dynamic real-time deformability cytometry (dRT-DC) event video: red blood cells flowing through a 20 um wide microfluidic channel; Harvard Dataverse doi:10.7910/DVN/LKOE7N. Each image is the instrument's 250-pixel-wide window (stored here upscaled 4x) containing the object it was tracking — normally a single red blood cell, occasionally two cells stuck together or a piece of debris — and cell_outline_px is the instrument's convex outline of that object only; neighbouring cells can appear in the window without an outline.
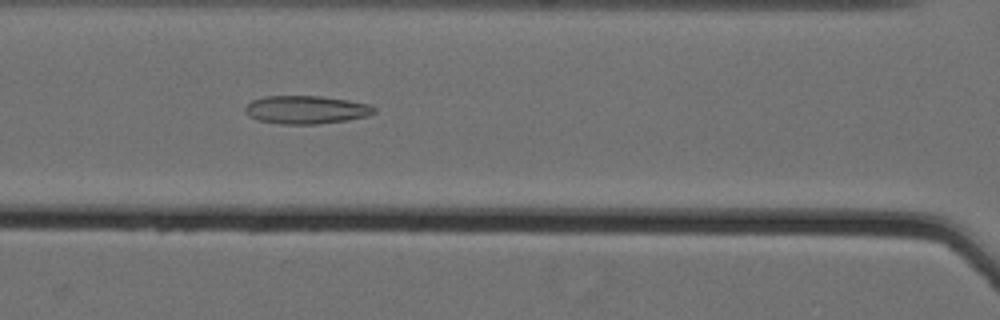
{"species": "Egyptian fruit bat (a non-hibernating species)", "species_latin": "Rousettus aegyptiacus", "temperature_condition": "cold", "stored_images_in_passage": 42, "camera_frame_rate_fps": 3000, "um_per_image_px": 0.085, "animal": {"sex": "female"}, "frame": {"image": 1, "passage_image": 22, "time_ms": 7.0, "image_size_px": [1000, 320], "cell_outline_px": [[376, 112], [368, 116], [348, 120], [316, 124], [280, 124], [256, 120], [248, 116], [244, 112], [244, 108], [252, 100], [264, 96], [320, 96], [348, 100], [372, 104], [376, 108]], "centroid_in_image_um": [26.03, 9.33], "position_along_channel_um": 140.6, "area_um2": 21.44}}
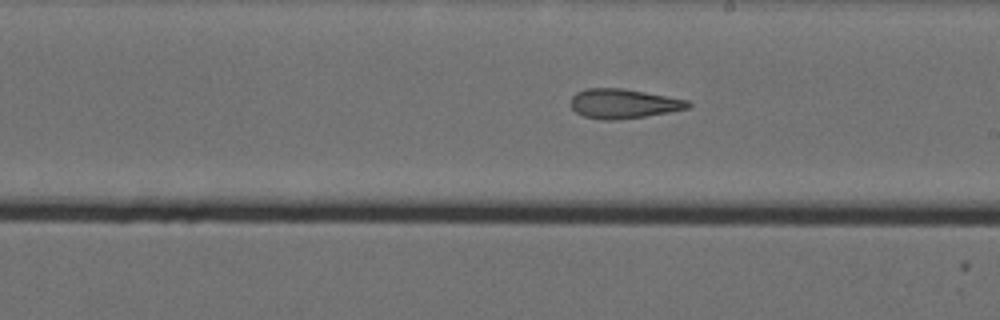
{"frame": {"image": 2, "passage_image": 30, "time_ms": 9.667, "image_size_px": [1000, 320], "cell_outline_px": [[692, 104], [688, 108], [668, 112], [644, 116], [616, 120], [600, 120], [584, 116], [576, 112], [572, 108], [572, 96], [576, 92], [588, 88], [624, 88], [688, 100]], "centroid_in_image_um": [52.98, 8.81], "position_along_channel_um": 236.0, "area_um2": 20.06}}
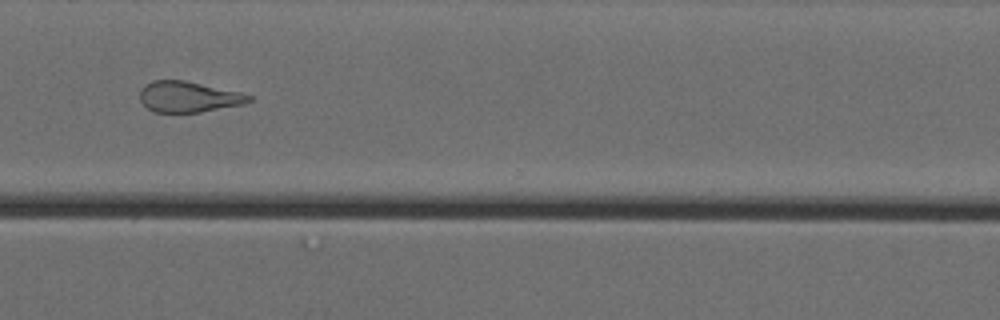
{"frame": {"image": 3, "passage_image": 40, "time_ms": 13.0, "image_size_px": [1000, 320], "cell_outline_px": [[252, 100], [244, 104], [200, 112], [156, 112], [148, 108], [140, 100], [140, 88], [152, 80], [184, 80], [240, 92], [252, 96]], "centroid_in_image_um": [16.02, 8.22], "position_along_channel_um": 354.6, "area_um2": 19.48}, "authors_computed_cell_mechanics": {"area_um2": 21.1837, "velocity_mm_per_s": 3.575, "shape_relaxation_time_tau1_ms": null, "shape_relaxation_time_tau2_ms": 4.077, "deformation_change_tau1": null, "deformation_change_tau2": 0.1252}}